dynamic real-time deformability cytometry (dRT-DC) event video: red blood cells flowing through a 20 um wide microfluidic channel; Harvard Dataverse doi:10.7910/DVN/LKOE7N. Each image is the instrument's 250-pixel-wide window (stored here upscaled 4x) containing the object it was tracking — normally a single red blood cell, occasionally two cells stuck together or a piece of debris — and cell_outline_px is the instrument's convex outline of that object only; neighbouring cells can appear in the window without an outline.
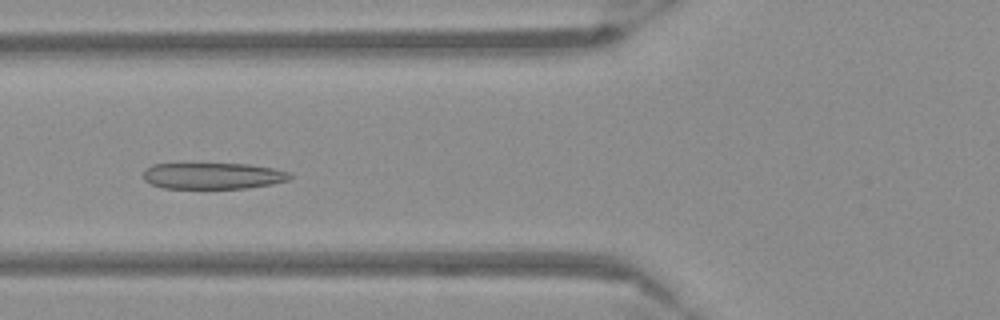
{"species": "Egyptian fruit bat (a non-hibernating species)", "species_latin": "Rousettus aegyptiacus", "temperature_condition": "warm", "stored_images_in_passage": 53, "camera_frame_rate_fps": 3000, "um_per_image_px": 0.085, "frame": {"image": 1, "passage_image": 20, "time_ms": 6.333, "image_size_px": [1000, 320], "cell_outline_px": [[292, 176], [288, 180], [272, 184], [248, 188], [164, 188], [152, 184], [144, 180], [144, 168], [152, 164], [248, 164], [272, 168], [288, 172]], "centroid_in_image_um": [18.08, 14.95], "position_along_channel_um": 107.7, "area_um2": 22.37}}
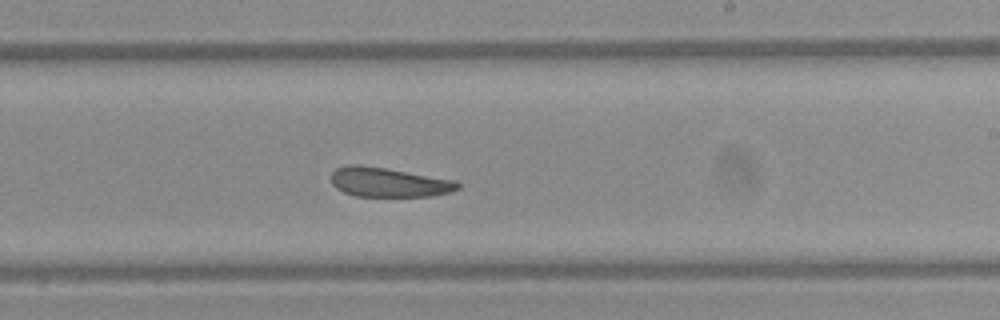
{"frame": {"image": 2, "passage_image": 32, "time_ms": 10.333, "image_size_px": [1000, 320], "cell_outline_px": [[460, 188], [448, 192], [432, 196], [356, 196], [344, 192], [336, 188], [332, 184], [332, 172], [336, 168], [348, 164], [360, 164], [456, 180], [460, 184]], "centroid_in_image_um": [33.02, 15.49], "position_along_channel_um": 256.0, "area_um2": 21.62}}
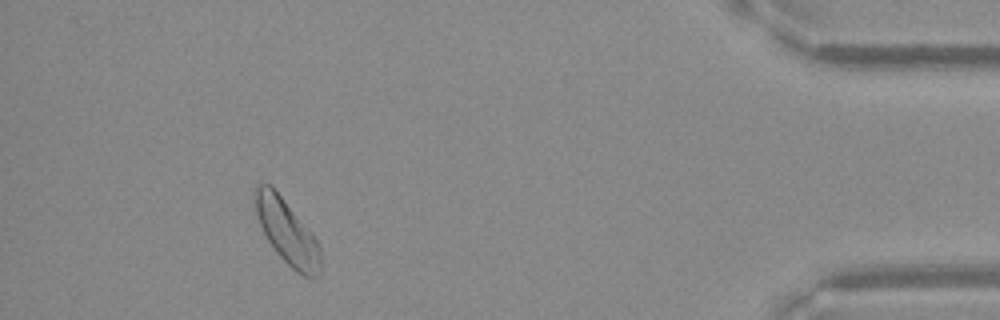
{"frame": {"image": 3, "passage_image": 49, "time_ms": 16.0, "image_size_px": [1000, 320], "cell_outline_px": [[320, 276], [304, 276], [296, 272], [276, 252], [268, 240], [260, 224], [256, 212], [252, 192], [256, 184], [268, 184], [280, 196], [316, 240], [320, 248]], "centroid_in_image_um": [24.36, 19.72], "position_along_channel_um": 410.8, "area_um2": 23.76}}